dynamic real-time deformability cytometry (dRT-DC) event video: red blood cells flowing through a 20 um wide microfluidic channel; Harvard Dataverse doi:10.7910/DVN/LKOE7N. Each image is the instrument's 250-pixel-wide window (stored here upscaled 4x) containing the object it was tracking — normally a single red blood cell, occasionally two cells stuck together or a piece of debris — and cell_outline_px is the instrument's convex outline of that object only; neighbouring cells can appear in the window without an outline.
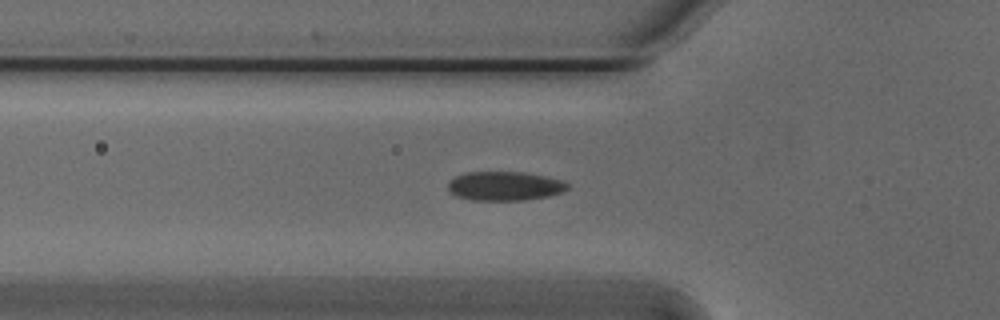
{"species": "Egyptian fruit bat (a non-hibernating species)", "species_latin": "Rousettus aegyptiacus", "temperature_condition": "cold", "stored_images_in_passage": 26, "camera_frame_rate_fps": 3000, "um_per_image_px": 0.085, "animal": {"sex": "male"}, "frame": {"image": 1, "passage_image": 11, "time_ms": 3.333, "image_size_px": [1000, 320], "cell_outline_px": [[568, 188], [564, 192], [548, 196], [524, 200], [472, 200], [456, 196], [448, 192], [448, 180], [464, 172], [524, 172], [564, 180], [568, 184]], "centroid_in_image_um": [42.88, 15.81], "position_along_channel_um": 82.9, "area_um2": 20.46}}
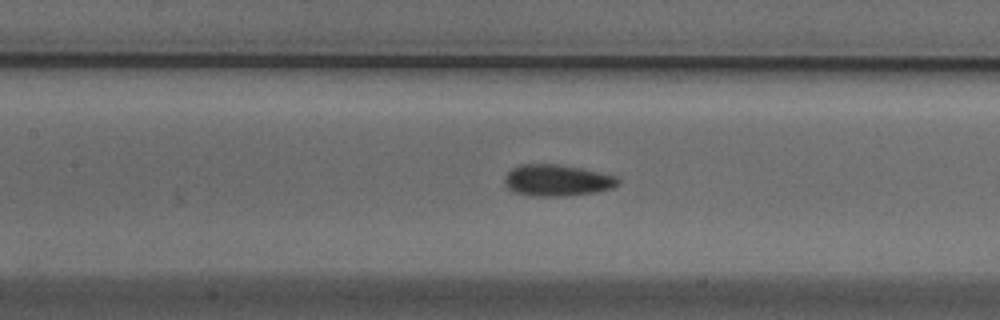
{"frame": {"image": 2, "passage_image": 17, "time_ms": 5.333, "image_size_px": [1000, 320], "cell_outline_px": [[620, 184], [612, 188], [596, 192], [568, 196], [528, 196], [512, 192], [504, 184], [504, 176], [512, 168], [520, 164], [556, 164], [584, 168], [620, 176]], "centroid_in_image_um": [47.38, 15.33], "position_along_channel_um": 160.0, "area_um2": 21.39}}
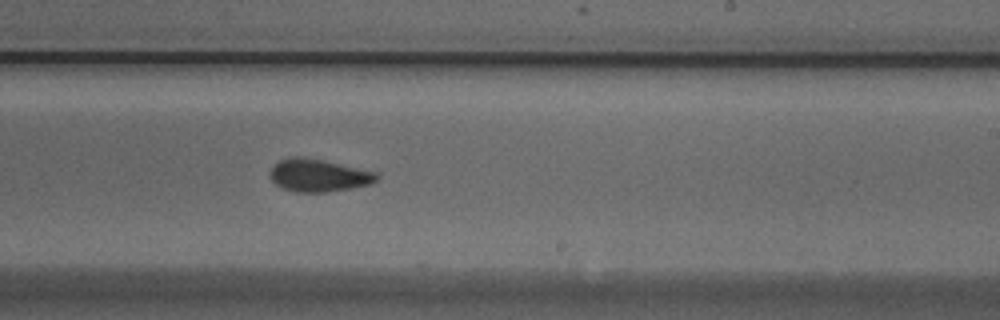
{"frame": {"image": 3, "passage_image": 25, "time_ms": 8.0, "image_size_px": [1000, 320], "cell_outline_px": [[380, 176], [372, 184], [352, 188], [328, 192], [292, 192], [276, 184], [268, 176], [268, 172], [280, 160], [292, 156], [304, 156], [380, 172]], "centroid_in_image_um": [27.11, 14.9], "position_along_channel_um": 261.9, "area_um2": 20.63}}